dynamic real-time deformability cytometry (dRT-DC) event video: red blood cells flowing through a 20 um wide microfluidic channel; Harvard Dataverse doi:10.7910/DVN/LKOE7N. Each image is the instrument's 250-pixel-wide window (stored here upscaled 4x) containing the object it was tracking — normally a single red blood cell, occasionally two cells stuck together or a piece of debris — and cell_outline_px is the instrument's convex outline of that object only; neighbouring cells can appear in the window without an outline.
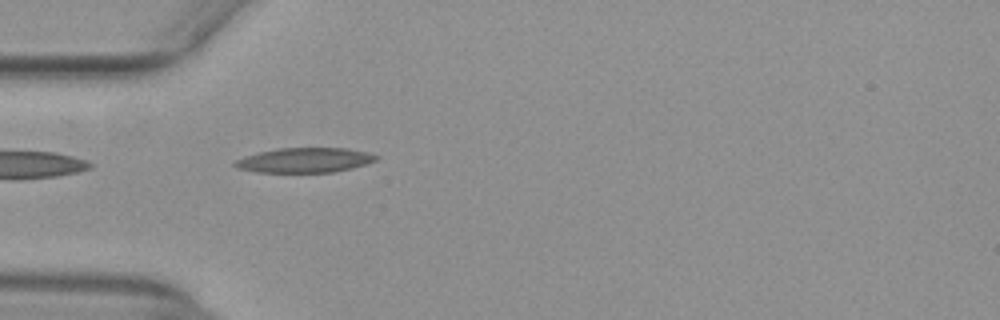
{"species": "common noctule bat (a hibernating species)", "species_latin": "Nyctalus noctula", "temperature_condition": "warm", "stored_images_in_passage": 34, "camera_frame_rate_fps": 3000, "um_per_image_px": 0.085, "animal": {"sex": "female", "body_mass_g": 29.2, "forearm_length_mm": 56.3}, "frame": {"image": 1, "passage_image": 1, "time_ms": 0.0, "image_size_px": [1000, 320], "cell_outline_px": [[380, 156], [376, 160], [352, 168], [332, 172], [256, 172], [236, 168], [232, 164], [236, 160], [244, 156], [276, 148], [348, 148], [368, 152]], "centroid_in_image_um": [25.89, 13.61], "position_along_channel_um": 59.1, "area_um2": 20.4}}
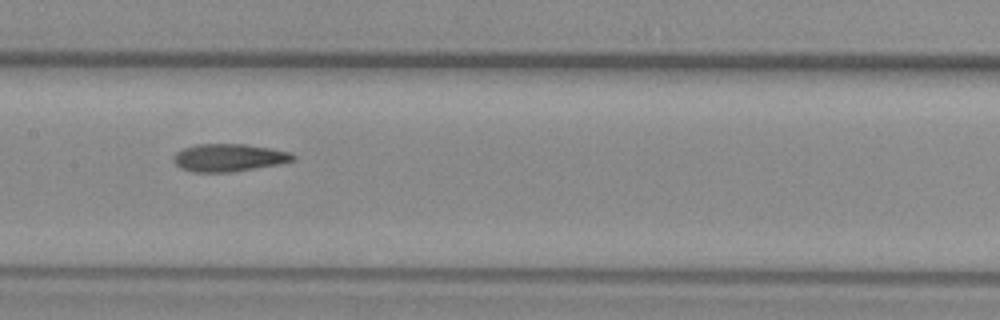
{"frame": {"image": 2, "passage_image": 11, "time_ms": 3.333, "image_size_px": [1000, 320], "cell_outline_px": [[296, 160], [280, 164], [232, 172], [192, 172], [180, 168], [172, 160], [172, 156], [176, 152], [184, 148], [196, 144], [244, 144], [292, 152], [296, 156]], "centroid_in_image_um": [19.45, 13.4], "position_along_channel_um": 187.9, "area_um2": 19.42}}
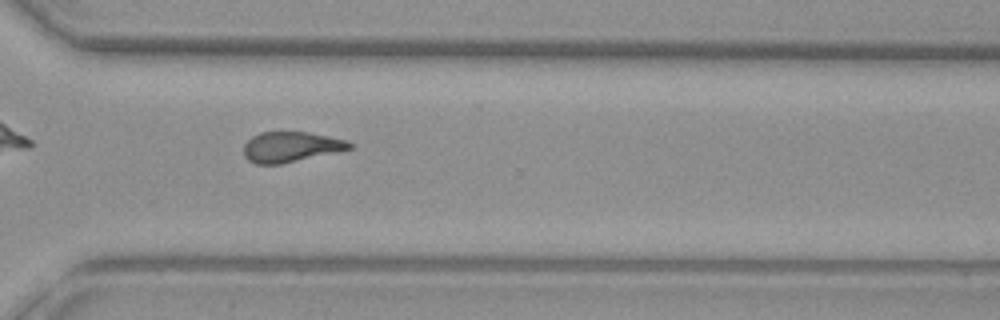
{"frame": {"image": 3, "passage_image": 23, "time_ms": 7.333, "image_size_px": [1000, 320], "cell_outline_px": [[352, 148], [336, 152], [280, 164], [256, 164], [248, 160], [244, 156], [244, 144], [252, 136], [260, 132], [308, 132], [348, 140], [352, 144]], "centroid_in_image_um": [24.71, 12.48], "position_along_channel_um": 345.9, "area_um2": 18.61}, "authors_computed_cell_mechanics": {"area_um2": 19.2185, "velocity_mm_per_s": 3.9602, "shape_relaxation_time_tau1_ms": null, "shape_relaxation_time_tau2_ms": 3.7238, "deformation_change_tau1": null, "deformation_change_tau2": 0.1389}}